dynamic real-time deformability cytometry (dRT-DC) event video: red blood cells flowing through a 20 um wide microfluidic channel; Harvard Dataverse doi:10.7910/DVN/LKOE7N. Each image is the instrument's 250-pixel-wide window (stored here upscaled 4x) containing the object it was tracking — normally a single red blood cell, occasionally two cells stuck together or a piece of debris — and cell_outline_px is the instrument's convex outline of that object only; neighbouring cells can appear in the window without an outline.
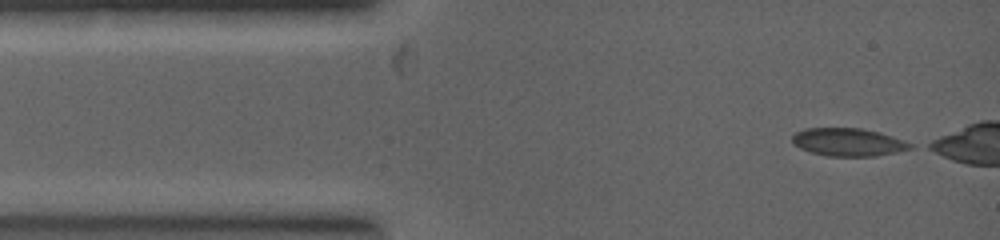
{"species": "common noctule bat (a hibernating species)", "species_latin": "Nyctalus noctula", "temperature_condition": "warm", "stored_images_in_passage": 10, "camera_frame_rate_fps": 5000, "um_per_image_px": 0.085, "animal": {"sex": "female", "body_mass_g": 19.0, "forearm_length_mm": 53.3}, "frame": {"image": 1, "passage_image": 1, "time_ms": 0.0, "image_size_px": [1000, 240], "cell_outline_px": [[916, 148], [876, 156], [828, 156], [812, 152], [800, 148], [792, 144], [792, 136], [796, 132], [804, 128], [860, 128], [880, 132], [916, 144]], "centroid_in_image_um": [72.15, 12.08], "position_along_channel_um": 12.9, "area_um2": 19.42}}